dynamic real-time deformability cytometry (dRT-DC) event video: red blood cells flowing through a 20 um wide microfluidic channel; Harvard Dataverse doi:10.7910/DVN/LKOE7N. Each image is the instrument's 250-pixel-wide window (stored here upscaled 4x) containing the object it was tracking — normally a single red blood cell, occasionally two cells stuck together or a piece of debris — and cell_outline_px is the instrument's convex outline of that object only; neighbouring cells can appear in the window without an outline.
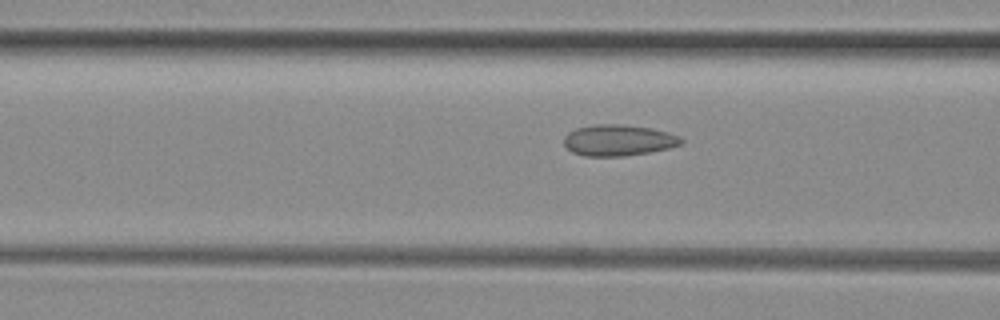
{"species": "common noctule bat (a hibernating species)", "species_latin": "Nyctalus noctula", "temperature_condition": "room temperature", "stored_images_in_passage": 50, "camera_frame_rate_fps": 3000, "um_per_image_px": 0.085, "animal": {"sex": "female", "body_mass_g": 29.2, "forearm_length_mm": 56.3}, "frame": {"image": 1, "passage_image": 20, "time_ms": 6.333, "image_size_px": [1000, 320], "cell_outline_px": [[684, 144], [668, 148], [648, 152], [624, 156], [584, 156], [572, 152], [564, 144], [564, 136], [568, 132], [576, 128], [596, 124], [624, 124], [652, 128], [668, 132], [680, 136], [684, 140]], "centroid_in_image_um": [52.58, 11.91], "position_along_channel_um": 114.0, "area_um2": 21.44}}
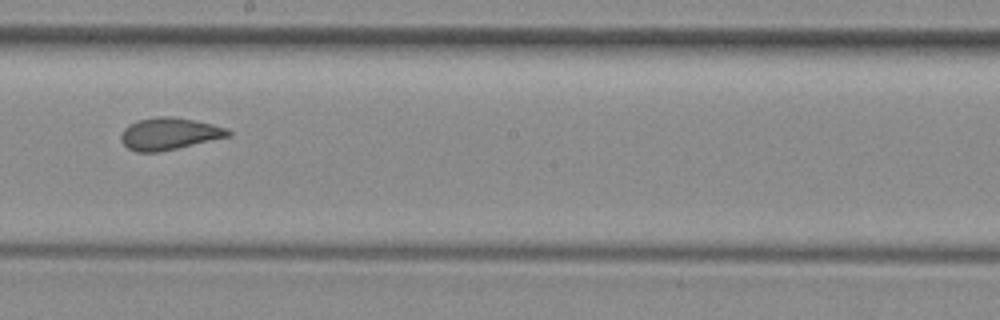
{"frame": {"image": 2, "passage_image": 29, "time_ms": 9.333, "image_size_px": [1000, 320], "cell_outline_px": [[232, 136], [176, 148], [156, 152], [136, 152], [128, 148], [120, 140], [120, 136], [124, 128], [128, 124], [136, 120], [156, 116], [172, 116], [212, 124], [228, 128], [232, 132]], "centroid_in_image_um": [14.37, 11.36], "position_along_channel_um": 233.8, "area_um2": 20.11}}
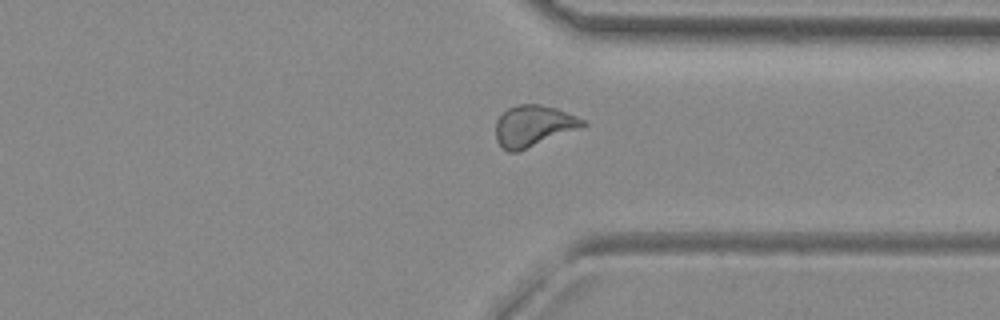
{"frame": {"image": 3, "passage_image": 39, "time_ms": 12.667, "image_size_px": [1000, 320], "cell_outline_px": [[588, 124], [516, 152], [508, 152], [496, 140], [496, 120], [508, 108], [516, 104], [540, 104], [556, 108], [576, 116], [584, 120]], "centroid_in_image_um": [45.3, 10.68], "position_along_channel_um": 366.1, "area_um2": 20.4}}